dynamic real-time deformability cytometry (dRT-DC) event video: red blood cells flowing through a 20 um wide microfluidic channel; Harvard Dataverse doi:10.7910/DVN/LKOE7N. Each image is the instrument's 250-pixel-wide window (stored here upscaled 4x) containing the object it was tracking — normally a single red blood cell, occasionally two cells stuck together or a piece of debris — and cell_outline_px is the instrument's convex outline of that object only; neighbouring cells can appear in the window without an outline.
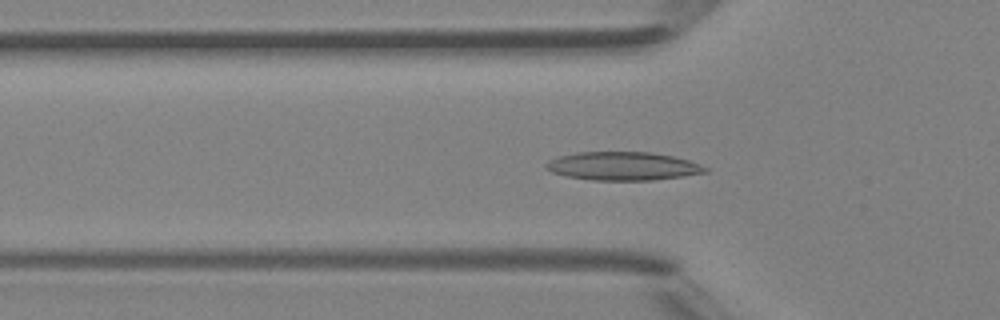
{"species": "Egyptian fruit bat (a non-hibernating species)", "species_latin": "Rousettus aegyptiacus", "temperature_condition": "room temperature", "stored_images_in_passage": 47, "camera_frame_rate_fps": 3000, "um_per_image_px": 0.085, "animal": {"sex": "female"}, "frame": {"image": 1, "passage_image": 15, "time_ms": 4.667, "image_size_px": [1000, 320], "cell_outline_px": [[708, 172], [652, 180], [592, 180], [564, 176], [552, 172], [544, 168], [544, 164], [548, 160], [556, 156], [576, 152], [652, 152], [672, 156], [688, 160], [700, 164], [708, 168]], "centroid_in_image_um": [52.87, 14.11], "position_along_channel_um": 72.9, "area_um2": 26.47}}
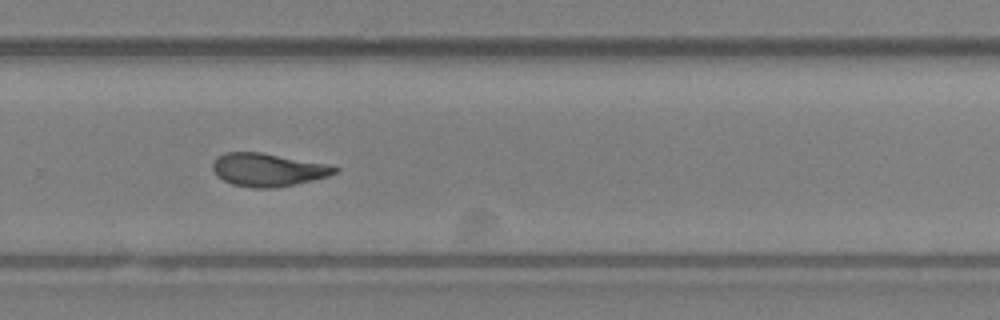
{"frame": {"image": 2, "passage_image": 31, "time_ms": 10.0, "image_size_px": [1000, 320], "cell_outline_px": [[340, 168], [336, 172], [328, 176], [292, 184], [272, 188], [256, 188], [232, 184], [224, 180], [212, 168], [212, 164], [216, 156], [224, 152], [260, 152], [328, 164]], "centroid_in_image_um": [22.75, 14.41], "position_along_channel_um": 307.0, "area_um2": 23.18}}
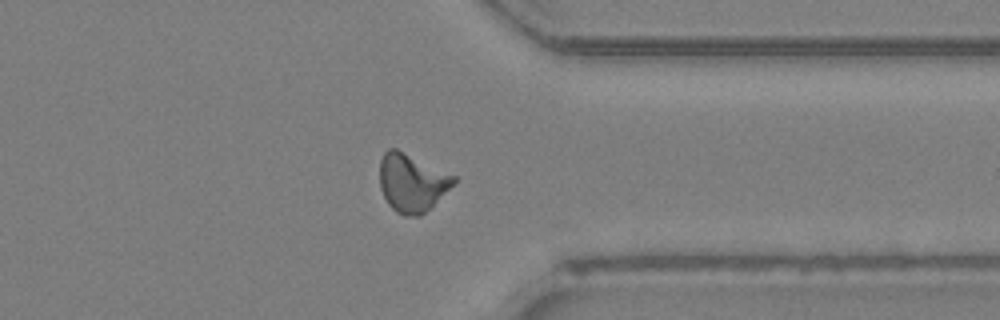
{"frame": {"image": 3, "passage_image": 36, "time_ms": 11.667, "image_size_px": [1000, 320], "cell_outline_px": [[456, 180], [420, 216], [404, 216], [396, 212], [388, 204], [380, 188], [380, 160], [384, 152], [388, 148], [396, 148], [456, 176]], "centroid_in_image_um": [34.95, 15.51], "position_along_channel_um": 376.4, "area_um2": 24.57}, "authors_computed_cell_mechanics": {"area_um2": 23.5246, "velocity_mm_per_s": 4.3905, "shape_relaxation_time_tau1_ms": null, "shape_relaxation_time_tau2_ms": 2.6084, "deformation_change_tau1": null, "deformation_change_tau2": 0.1175}}